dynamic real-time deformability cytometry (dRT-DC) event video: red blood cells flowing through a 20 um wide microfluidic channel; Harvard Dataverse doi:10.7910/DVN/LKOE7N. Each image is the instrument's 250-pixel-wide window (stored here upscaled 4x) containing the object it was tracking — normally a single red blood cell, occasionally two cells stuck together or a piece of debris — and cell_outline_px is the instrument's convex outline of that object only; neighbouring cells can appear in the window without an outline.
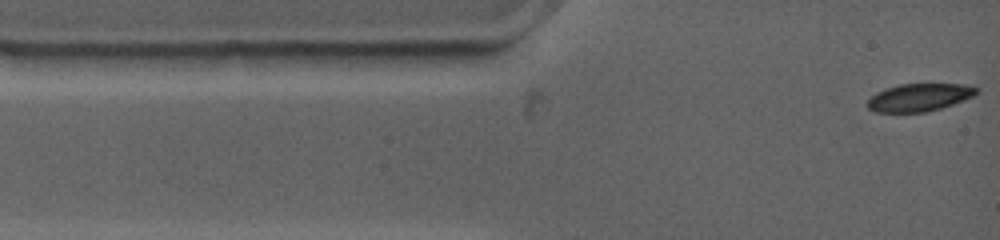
{"species": "common noctule bat (a hibernating species)", "species_latin": "Nyctalus noctula", "temperature_condition": "warm", "stored_images_in_passage": 34, "camera_frame_rate_fps": 4500, "um_per_image_px": 0.085, "animal": {"sex": "female", "body_mass_g": 19.0, "forearm_length_mm": 53.3}, "frame": {"image": 1, "passage_image": 1, "time_ms": 0.0, "image_size_px": [1000, 240], "cell_outline_px": [[980, 92], [964, 100], [940, 108], [924, 112], [876, 112], [868, 108], [864, 104], [876, 92], [900, 84], [964, 84], [980, 88]], "centroid_in_image_um": [78.14, 8.27], "position_along_channel_um": 6.9, "area_um2": 17.57}}
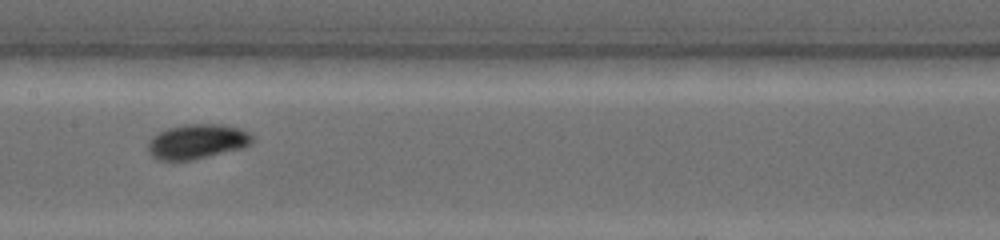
{"frame": {"image": 2, "passage_image": 14, "time_ms": 6.0, "image_size_px": [1000, 240], "cell_outline_px": [[256, 140], [252, 144], [244, 148], [192, 160], [160, 160], [152, 156], [148, 152], [148, 140], [156, 132], [168, 128], [184, 124], [224, 124], [240, 128], [248, 132]], "centroid_in_image_um": [16.77, 12.02], "position_along_channel_um": 190.6, "area_um2": 21.5}}
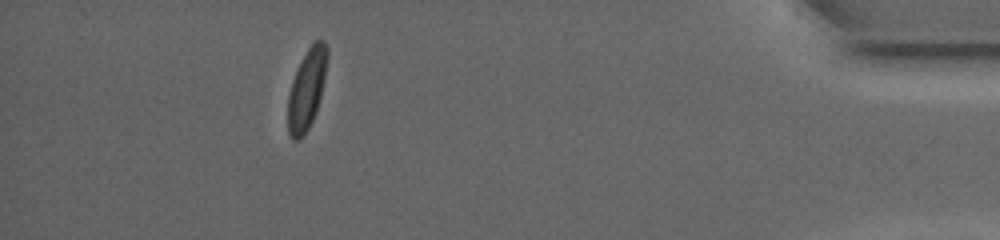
{"frame": {"image": 3, "passage_image": 30, "time_ms": 13.778, "image_size_px": [1000, 240], "cell_outline_px": [[328, 56], [324, 80], [316, 112], [308, 128], [296, 140], [292, 140], [288, 132], [288, 92], [292, 80], [308, 48], [316, 40], [324, 40], [328, 48]], "centroid_in_image_um": [26.08, 7.56], "position_along_channel_um": 409.1, "area_um2": 18.03}, "authors_computed_cell_mechanics": {"area_um2": 19.363, "velocity_mm_per_s": 3.7629, "shape_relaxation_time_tau1_ms": 2.7366, "shape_relaxation_time_tau2_ms": null, "deformation_change_tau1": 0.1153, "deformation_change_tau2": null}}